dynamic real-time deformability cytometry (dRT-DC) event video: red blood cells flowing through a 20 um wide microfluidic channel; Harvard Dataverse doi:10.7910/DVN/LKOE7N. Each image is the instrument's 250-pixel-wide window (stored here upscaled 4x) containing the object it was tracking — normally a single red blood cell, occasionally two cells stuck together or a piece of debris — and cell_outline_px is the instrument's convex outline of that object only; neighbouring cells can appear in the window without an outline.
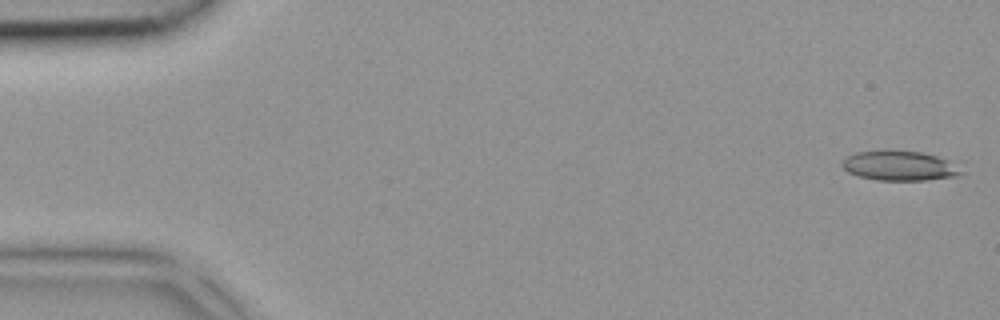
{"species": "common noctule bat (a hibernating species)", "species_latin": "Nyctalus noctula", "temperature_condition": "room temperature", "stored_images_in_passage": 8, "camera_frame_rate_fps": 3000, "um_per_image_px": 0.085, "animal": {"sex": "female", "body_mass_g": 18.4}, "frame": {"image": 1, "passage_image": 1, "time_ms": 0.0, "image_size_px": [1000, 320], "cell_outline_px": [[964, 172], [956, 176], [924, 180], [876, 180], [860, 176], [848, 172], [840, 164], [848, 156], [856, 152], [920, 152], [936, 156], [948, 160]], "centroid_in_image_um": [76.46, 14.12], "position_along_channel_um": 8.5, "area_um2": 19.88}}